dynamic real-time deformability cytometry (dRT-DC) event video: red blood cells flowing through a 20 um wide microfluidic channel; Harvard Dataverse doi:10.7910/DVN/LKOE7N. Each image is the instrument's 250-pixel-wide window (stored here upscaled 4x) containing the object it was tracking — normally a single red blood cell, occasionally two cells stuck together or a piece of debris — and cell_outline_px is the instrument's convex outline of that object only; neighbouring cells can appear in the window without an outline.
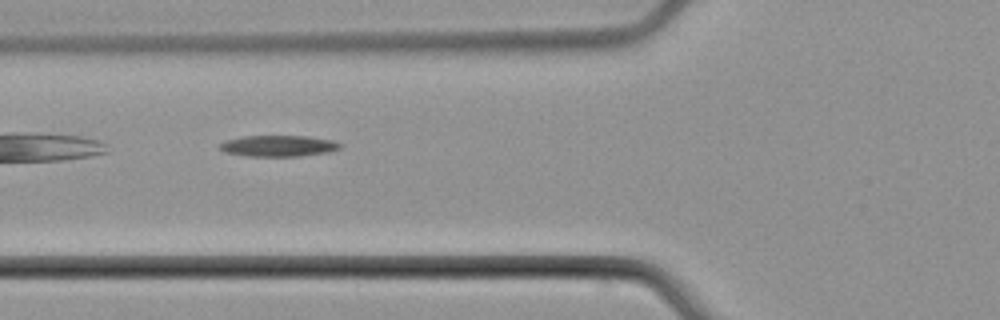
{"species": "common noctule bat (a hibernating species)", "species_latin": "Nyctalus noctula", "temperature_condition": "cold", "stored_images_in_passage": 8, "camera_frame_rate_fps": 3000, "um_per_image_px": 0.085, "animal": {"sex": "male", "body_mass_g": 21.5, "forearm_length_mm": 52.0}, "frame": {"image": 1, "passage_image": 5, "time_ms": 5.0, "image_size_px": [1000, 320], "cell_outline_px": [[340, 148], [328, 152], [296, 156], [248, 156], [224, 152], [220, 148], [220, 144], [224, 140], [240, 136], [308, 136], [332, 140], [340, 144]], "centroid_in_image_um": [23.62, 12.39], "position_along_channel_um": 102.2, "area_um2": 14.74}}
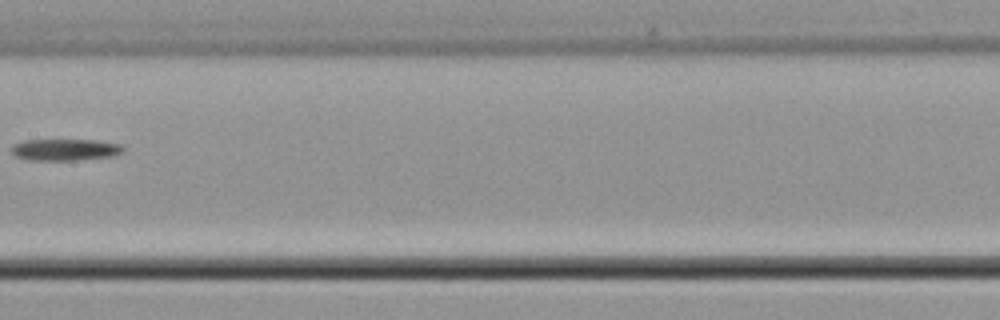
{"frame": {"image": 2, "passage_image": 7, "time_ms": 7.667, "image_size_px": [1000, 320], "cell_outline_px": [[124, 152], [112, 156], [76, 160], [28, 160], [16, 156], [12, 152], [12, 144], [24, 140], [96, 140], [124, 144]], "centroid_in_image_um": [5.57, 12.72], "position_along_channel_um": 201.8, "area_um2": 14.22}}
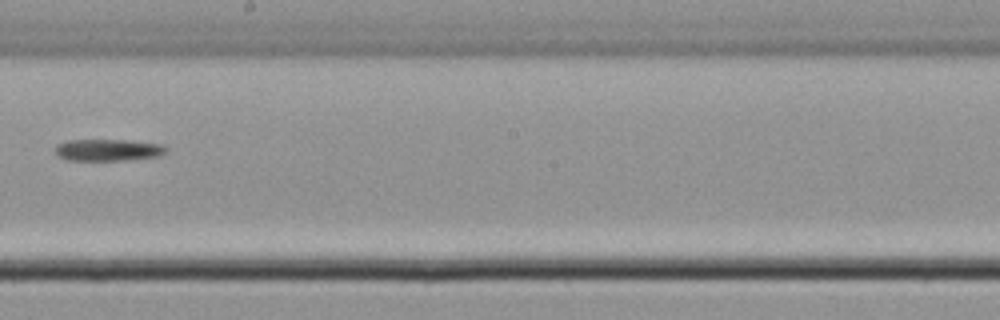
{"frame": {"image": 3, "passage_image": 8, "time_ms": 8.667, "image_size_px": [1000, 320], "cell_outline_px": [[168, 148], [160, 156], [124, 160], [68, 160], [60, 156], [56, 152], [56, 144], [68, 140], [128, 140], [160, 144]], "centroid_in_image_um": [9.19, 12.74], "position_along_channel_um": 239.0, "area_um2": 13.93}}